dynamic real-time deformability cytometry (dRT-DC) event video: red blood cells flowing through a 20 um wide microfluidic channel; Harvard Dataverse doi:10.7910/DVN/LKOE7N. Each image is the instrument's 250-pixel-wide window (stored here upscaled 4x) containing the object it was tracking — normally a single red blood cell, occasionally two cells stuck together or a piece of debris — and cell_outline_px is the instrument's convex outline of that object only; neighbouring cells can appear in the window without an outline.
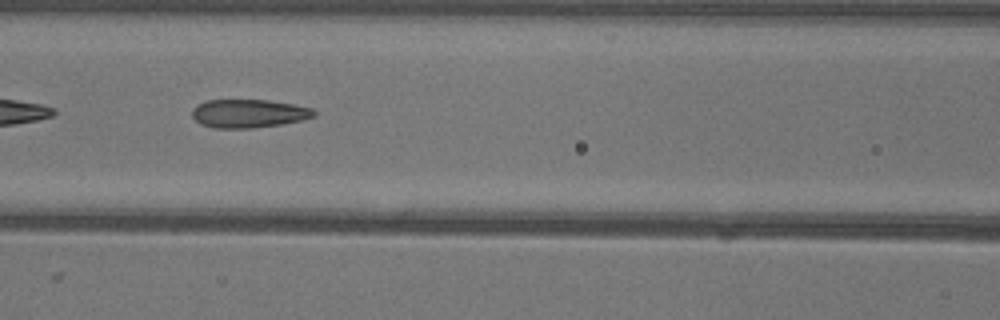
{"species": "common noctule bat (a hibernating species)", "species_latin": "Nyctalus noctula", "temperature_condition": "warm", "stored_images_in_passage": 36, "camera_frame_rate_fps": 3000, "um_per_image_px": 0.085, "animal": {"sex": "female"}, "frame": {"image": 1, "passage_image": 6, "time_ms": 1.667, "image_size_px": [1000, 320], "cell_outline_px": [[316, 116], [304, 120], [280, 124], [252, 128], [212, 128], [200, 124], [192, 116], [192, 108], [196, 104], [208, 100], [268, 100], [292, 104], [312, 108], [316, 112]], "centroid_in_image_um": [21.12, 9.65], "position_along_channel_um": 145.5, "area_um2": 20.29}}